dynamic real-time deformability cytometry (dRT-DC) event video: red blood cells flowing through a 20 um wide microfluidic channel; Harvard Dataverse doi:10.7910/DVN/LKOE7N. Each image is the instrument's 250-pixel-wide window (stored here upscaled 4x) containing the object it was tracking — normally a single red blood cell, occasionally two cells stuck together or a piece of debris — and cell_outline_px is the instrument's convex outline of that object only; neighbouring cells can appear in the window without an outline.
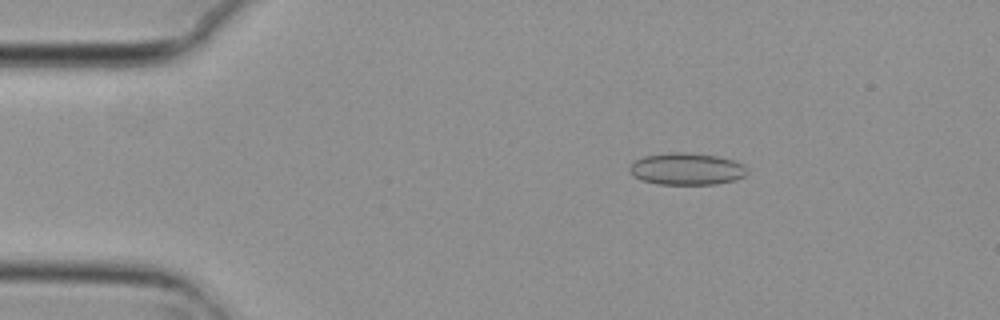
{"species": "common noctule bat (a hibernating species)", "species_latin": "Nyctalus noctula", "temperature_condition": "cold", "stored_images_in_passage": 3, "camera_frame_rate_fps": 3000, "um_per_image_px": 0.085, "animal": {"sex": "female", "body_mass_g": 29.2, "forearm_length_mm": 56.3}, "frame": {"image": 1, "passage_image": 1, "time_ms": 0.0, "image_size_px": [1000, 320], "cell_outline_px": [[748, 172], [744, 176], [736, 180], [716, 184], [660, 184], [640, 180], [632, 176], [628, 168], [636, 160], [644, 156], [668, 152], [688, 152], [716, 156], [732, 160], [744, 164]], "centroid_in_image_um": [58.36, 14.36], "position_along_channel_um": 26.6, "area_um2": 22.02}}